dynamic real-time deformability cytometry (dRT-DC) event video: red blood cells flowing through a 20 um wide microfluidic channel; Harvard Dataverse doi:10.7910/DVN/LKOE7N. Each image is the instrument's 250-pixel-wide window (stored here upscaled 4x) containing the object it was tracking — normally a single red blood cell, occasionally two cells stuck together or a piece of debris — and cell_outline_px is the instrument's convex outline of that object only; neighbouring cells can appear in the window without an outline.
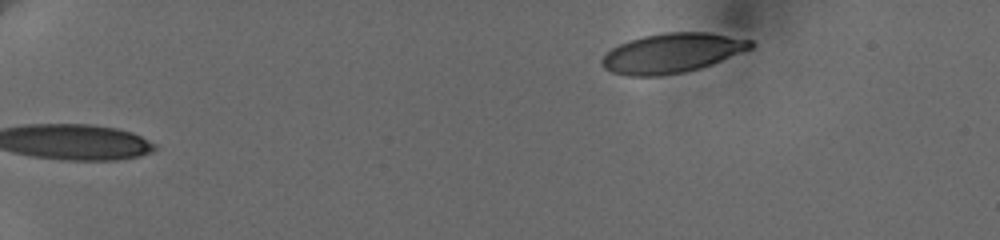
{"species": "human", "species_latin": "Homo sapiens", "temperature_condition": "cold", "stored_images_in_passage": 5, "segment_of_instrument_passage": [2, 2], "camera_frame_rate_fps": 3000, "um_per_image_px": 0.085, "donor": {"sex": "female"}, "frame": {"image": 1, "passage_image": 5, "time_ms": 4.333, "image_size_px": [1000, 240], "cell_outline_px": [[752, 48], [712, 64], [700, 68], [684, 72], [660, 76], [628, 76], [612, 72], [604, 68], [600, 64], [600, 60], [612, 48], [628, 40], [644, 36], [664, 32], [708, 32], [752, 40]], "centroid_in_image_um": [57.09, 4.51], "position_along_channel_um": 27.9, "area_um2": 34.22}}